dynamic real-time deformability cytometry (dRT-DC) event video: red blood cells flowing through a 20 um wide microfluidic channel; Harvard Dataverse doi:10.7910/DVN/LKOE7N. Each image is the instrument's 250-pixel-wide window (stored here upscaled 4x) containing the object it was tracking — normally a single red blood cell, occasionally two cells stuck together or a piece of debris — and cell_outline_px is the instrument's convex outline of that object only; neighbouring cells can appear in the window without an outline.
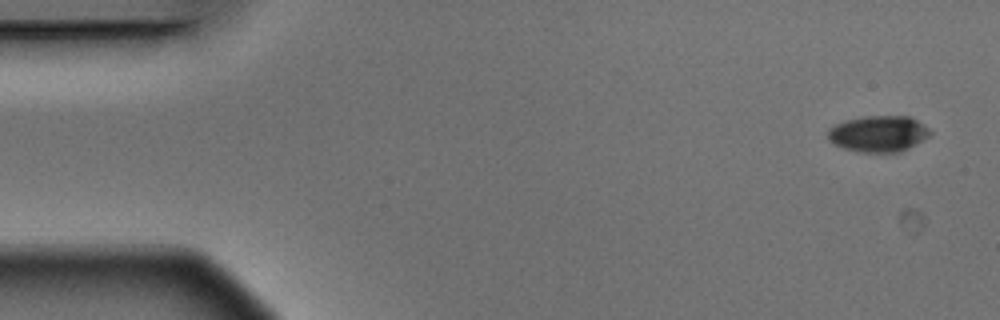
{"species": "Egyptian fruit bat (a non-hibernating species)", "species_latin": "Rousettus aegyptiacus", "temperature_condition": "warm", "stored_images_in_passage": 3, "camera_frame_rate_fps": 3000, "um_per_image_px": 0.085, "animal": {"sex": "male"}, "frame": {"image": 1, "passage_image": 1, "time_ms": 0.0, "image_size_px": [1000, 320], "cell_outline_px": [[932, 132], [928, 136], [908, 148], [900, 152], [856, 152], [844, 148], [828, 140], [828, 128], [836, 124], [848, 120], [864, 116], [908, 116], [924, 124]], "centroid_in_image_um": [74.65, 11.37], "position_along_channel_um": 10.3, "area_um2": 21.39}}
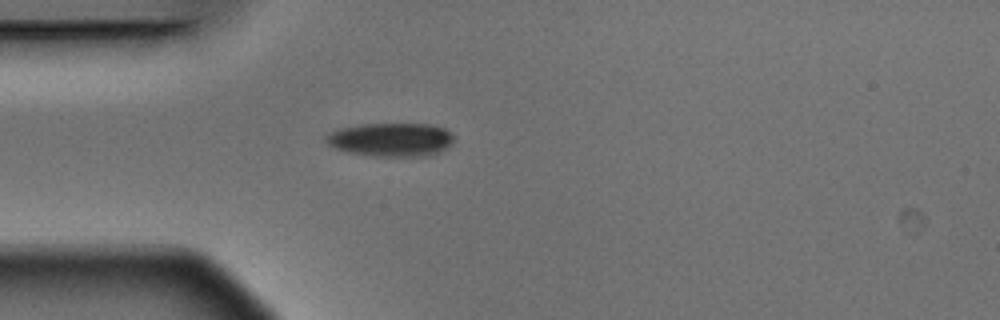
{"frame": {"image": 2, "passage_image": 3, "time_ms": 0.667, "image_size_px": [1000, 320], "cell_outline_px": [[452, 144], [448, 148], [432, 156], [372, 156], [344, 152], [332, 148], [324, 140], [324, 136], [340, 128], [364, 124], [428, 124], [444, 128], [452, 136]], "centroid_in_image_um": [33.2, 11.89], "position_along_channel_um": 51.8, "area_um2": 25.26}}